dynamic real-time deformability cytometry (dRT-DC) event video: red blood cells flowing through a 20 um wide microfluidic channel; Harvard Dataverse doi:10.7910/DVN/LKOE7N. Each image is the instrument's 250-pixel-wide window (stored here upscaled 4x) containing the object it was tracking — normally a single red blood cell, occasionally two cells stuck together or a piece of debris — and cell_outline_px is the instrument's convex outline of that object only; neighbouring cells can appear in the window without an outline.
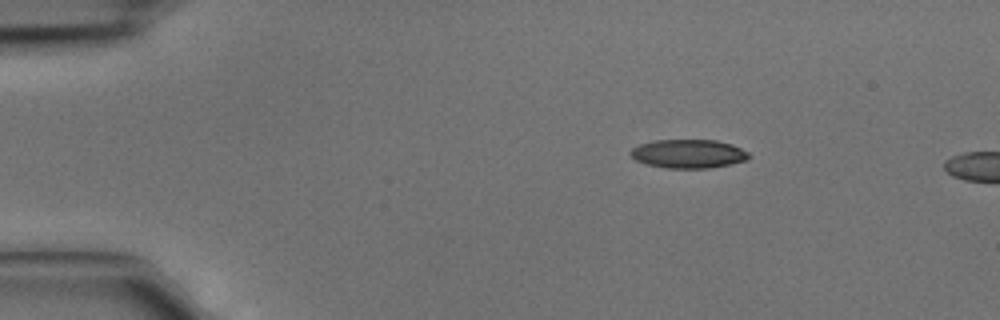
{"species": "common noctule bat (a hibernating species)", "species_latin": "Nyctalus noctula", "temperature_condition": "cold", "stored_images_in_passage": 3, "camera_frame_rate_fps": 3000, "um_per_image_px": 0.085, "animal": {"sex": "male", "body_mass_g": 15.6}, "frame": {"image": 1, "passage_image": 3, "time_ms": 0.667, "image_size_px": [1000, 320], "cell_outline_px": [[752, 156], [748, 160], [732, 164], [708, 168], [664, 168], [648, 164], [636, 160], [628, 152], [632, 148], [640, 144], [656, 140], [716, 140], [732, 144], [748, 152]], "centroid_in_image_um": [58.55, 13.07], "position_along_channel_um": 26.5, "area_um2": 19.88}}